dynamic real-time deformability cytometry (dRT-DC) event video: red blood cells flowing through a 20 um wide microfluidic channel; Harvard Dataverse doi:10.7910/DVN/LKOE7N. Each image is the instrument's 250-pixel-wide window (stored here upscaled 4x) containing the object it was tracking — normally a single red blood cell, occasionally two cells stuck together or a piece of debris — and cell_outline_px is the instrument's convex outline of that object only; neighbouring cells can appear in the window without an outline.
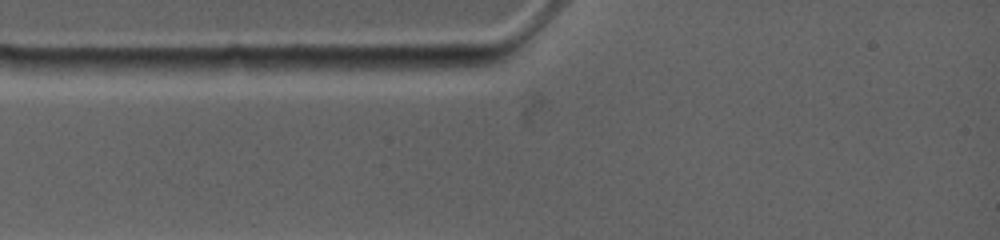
{"species": "common noctule bat (a hibernating species)", "species_latin": "Nyctalus noctula", "temperature_condition": "warm", "stored_images_in_passage": 4, "camera_frame_rate_fps": 4500, "um_per_image_px": 0.085, "animal": {"sex": "female", "body_mass_g": 19.0, "forearm_length_mm": 53.3}, "frame": {"image": 1, "passage_image": 1, "time_ms": 0.0, "image_size_px": [1000, 240], "cell_outline_px": [[504, 60], [488, 64], [468, 68], [428, 72], [360, 68], [360, 64], [372, 56], [488, 56]], "centroid_in_image_um": [36.23, 5.34], "position_along_channel_um": 48.8, "area_um2": 12.48}}